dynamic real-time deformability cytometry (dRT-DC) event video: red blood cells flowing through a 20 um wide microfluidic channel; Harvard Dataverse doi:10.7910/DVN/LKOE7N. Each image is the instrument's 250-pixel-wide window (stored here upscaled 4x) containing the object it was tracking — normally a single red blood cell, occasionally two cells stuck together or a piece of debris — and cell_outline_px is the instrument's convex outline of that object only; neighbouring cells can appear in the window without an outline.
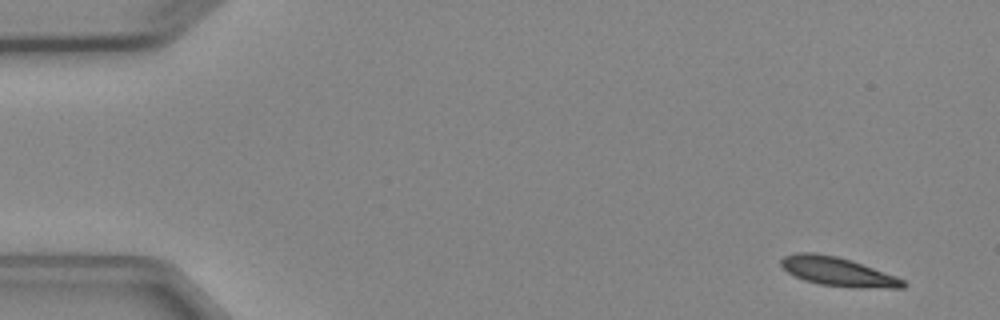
{"species": "Egyptian fruit bat (a non-hibernating species)", "species_latin": "Rousettus aegyptiacus", "temperature_condition": "cold", "stored_images_in_passage": 6, "camera_frame_rate_fps": 3000, "um_per_image_px": 0.085, "animal": {"sex": "female"}, "frame": {"image": 1, "passage_image": 1, "time_ms": 0.0, "image_size_px": [1000, 320], "cell_outline_px": [[908, 284], [904, 288], [852, 288], [820, 284], [804, 280], [788, 272], [780, 264], [780, 260], [784, 256], [796, 252], [816, 252], [836, 256], [852, 260], [896, 276], [904, 280]], "centroid_in_image_um": [71.24, 23.09], "position_along_channel_um": 13.8, "area_um2": 20.75}}
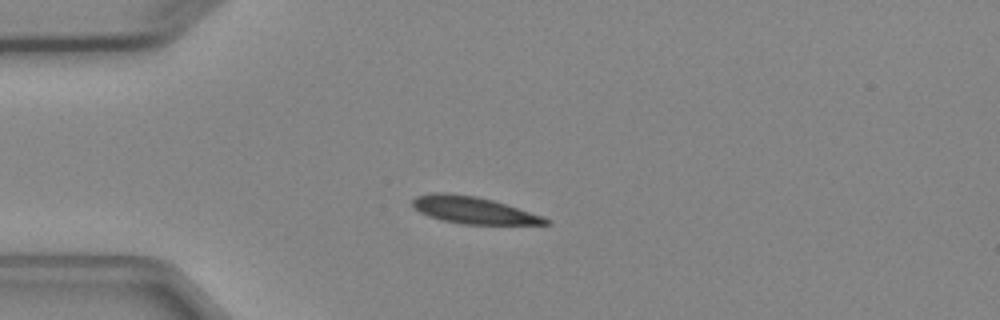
{"frame": {"image": 2, "passage_image": 4, "time_ms": 3.333, "image_size_px": [1000, 320], "cell_outline_px": [[552, 224], [464, 224], [440, 220], [428, 216], [420, 212], [412, 204], [412, 200], [416, 196], [432, 192], [448, 192], [476, 196], [492, 200], [552, 220]], "centroid_in_image_um": [40.18, 17.85], "position_along_channel_um": 44.8, "area_um2": 20.69}}
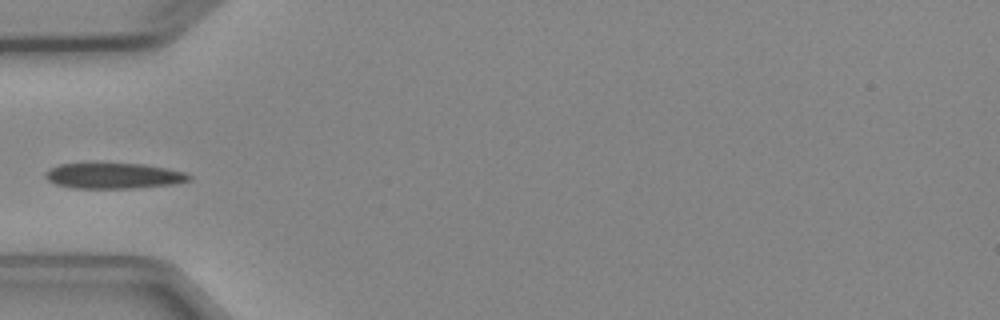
{"frame": {"image": 3, "passage_image": 5, "time_ms": 4.667, "image_size_px": [1000, 320], "cell_outline_px": [[192, 180], [176, 184], [136, 188], [72, 188], [56, 184], [48, 180], [44, 176], [44, 172], [48, 168], [60, 164], [92, 160], [144, 164], [168, 168], [184, 172], [192, 176]], "centroid_in_image_um": [9.62, 14.89], "position_along_channel_um": 75.4, "area_um2": 22.77}}